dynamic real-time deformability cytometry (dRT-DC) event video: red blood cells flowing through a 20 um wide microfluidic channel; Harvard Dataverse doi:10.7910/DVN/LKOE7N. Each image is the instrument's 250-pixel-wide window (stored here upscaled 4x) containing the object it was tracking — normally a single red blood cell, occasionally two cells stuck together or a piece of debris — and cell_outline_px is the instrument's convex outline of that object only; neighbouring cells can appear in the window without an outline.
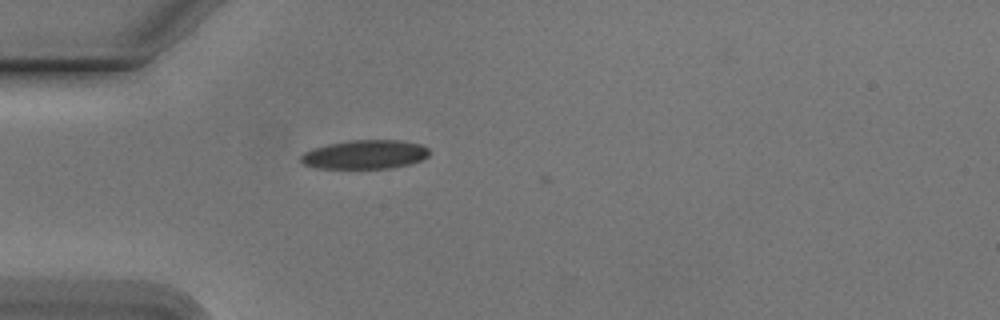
{"species": "Egyptian fruit bat (a non-hibernating species)", "species_latin": "Rousettus aegyptiacus", "temperature_condition": "cold", "stored_images_in_passage": 4, "camera_frame_rate_fps": 3000, "um_per_image_px": 0.085, "animal": {"sex": "male"}, "frame": {"image": 1, "passage_image": 1, "time_ms": 0.0, "image_size_px": [1000, 320], "cell_outline_px": [[428, 156], [424, 160], [392, 168], [316, 168], [304, 164], [300, 160], [300, 156], [304, 152], [312, 148], [328, 144], [352, 140], [400, 140], [420, 144], [428, 148]], "centroid_in_image_um": [31.02, 13.13], "position_along_channel_um": 54.0, "area_um2": 21.68}}